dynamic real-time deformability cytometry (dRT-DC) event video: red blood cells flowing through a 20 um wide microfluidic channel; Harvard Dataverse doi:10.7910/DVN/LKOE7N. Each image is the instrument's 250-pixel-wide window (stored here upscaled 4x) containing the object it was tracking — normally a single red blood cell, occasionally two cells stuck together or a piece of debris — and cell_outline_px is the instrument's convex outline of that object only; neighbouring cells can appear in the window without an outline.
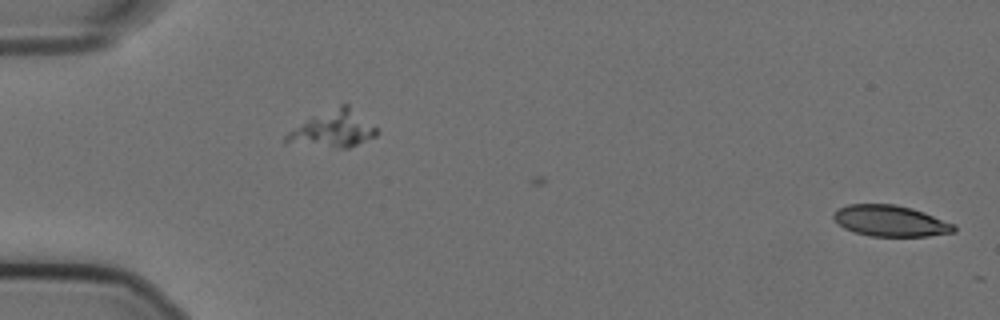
{"species": "Egyptian fruit bat (a non-hibernating species)", "species_latin": "Rousettus aegyptiacus", "temperature_condition": "cold", "stored_images_in_passage": 15, "camera_frame_rate_fps": 3000, "um_per_image_px": 0.085, "animal": {"sex": "female"}, "frame": {"image": 1, "passage_image": 1, "time_ms": 0.0, "image_size_px": [1000, 320], "cell_outline_px": [[956, 232], [928, 236], [872, 236], [856, 232], [844, 228], [832, 216], [840, 208], [848, 204], [896, 204], [912, 208], [924, 212], [956, 224]], "centroid_in_image_um": [75.75, 18.77], "position_along_channel_um": 9.2, "area_um2": 21.73}}
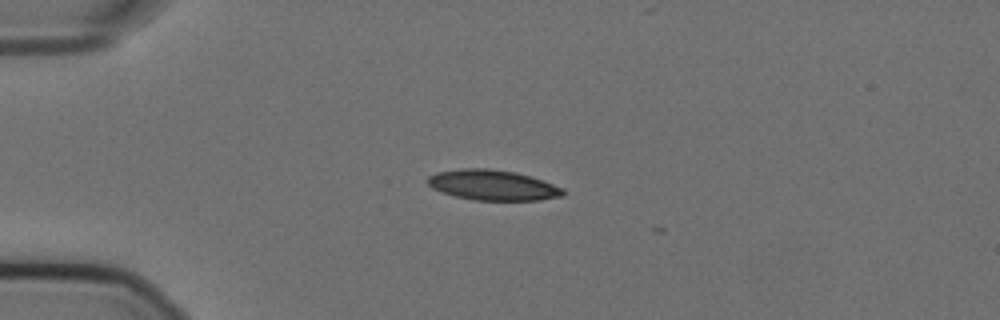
{"frame": {"image": 2, "passage_image": 14, "time_ms": 4.333, "image_size_px": [1000, 320], "cell_outline_px": [[564, 196], [540, 200], [472, 200], [440, 192], [432, 188], [428, 184], [428, 176], [436, 172], [460, 168], [488, 168], [516, 172], [544, 180], [564, 188]], "centroid_in_image_um": [41.89, 15.73], "position_along_channel_um": 43.1, "area_um2": 24.16}}